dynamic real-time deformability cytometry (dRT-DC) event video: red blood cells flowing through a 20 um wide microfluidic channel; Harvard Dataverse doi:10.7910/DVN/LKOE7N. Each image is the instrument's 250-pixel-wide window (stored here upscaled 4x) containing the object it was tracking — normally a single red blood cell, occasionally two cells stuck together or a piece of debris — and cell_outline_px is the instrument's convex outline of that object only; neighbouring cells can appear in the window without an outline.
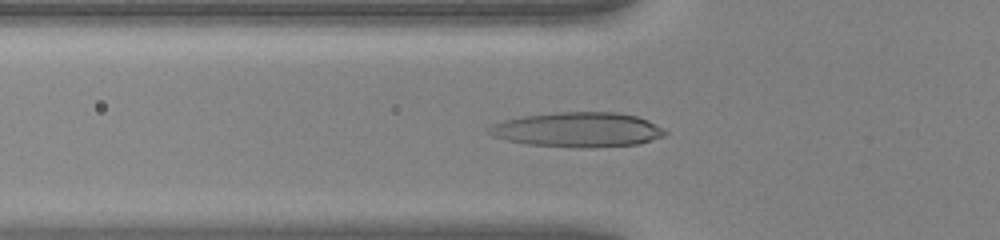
{"species": "human", "species_latin": "Homo sapiens", "temperature_condition": "warm", "stored_images_in_passage": 49, "camera_frame_rate_fps": 3000, "um_per_image_px": 0.085, "donor": {"sex": "female"}, "frame": {"image": 1, "passage_image": 18, "time_ms": 5.667, "image_size_px": [1000, 240], "cell_outline_px": [[668, 132], [664, 136], [640, 144], [592, 148], [580, 148], [528, 144], [508, 140], [492, 136], [488, 132], [488, 128], [492, 124], [504, 120], [524, 116], [556, 112], [616, 112], [636, 116], [648, 120], [664, 128]], "centroid_in_image_um": [49.15, 11.03], "position_along_channel_um": 76.6, "area_um2": 35.84}}
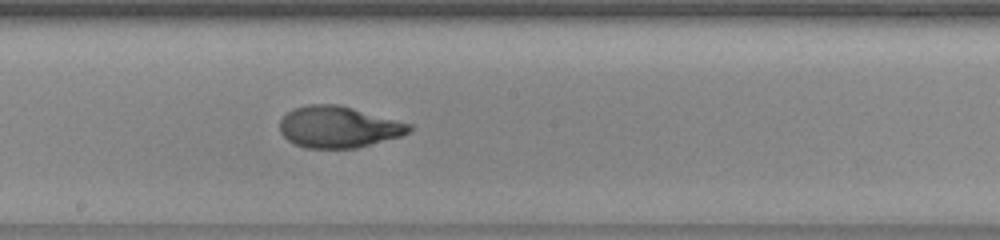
{"frame": {"image": 2, "passage_image": 28, "time_ms": 9.0, "image_size_px": [1000, 240], "cell_outline_px": [[412, 128], [408, 132], [400, 136], [356, 148], [304, 148], [292, 144], [280, 132], [280, 120], [292, 108], [308, 104], [336, 104], [352, 108], [412, 124]], "centroid_in_image_um": [28.72, 10.8], "position_along_channel_um": 219.5, "area_um2": 31.15}}
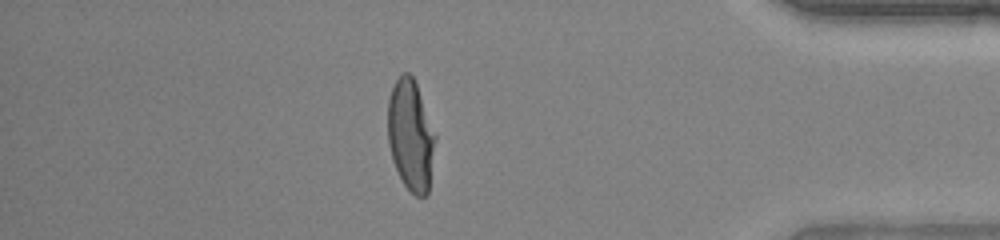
{"frame": {"image": 3, "passage_image": 43, "time_ms": 14.0, "image_size_px": [1000, 240], "cell_outline_px": [[436, 136], [428, 192], [424, 196], [416, 196], [404, 184], [392, 160], [388, 144], [388, 100], [392, 88], [396, 80], [404, 72], [408, 72], [412, 76], [416, 84]], "centroid_in_image_um": [34.89, 11.5], "position_along_channel_um": 400.3, "area_um2": 30.23}, "authors_computed_cell_mechanics": {"area_um2": 32.079, "velocity_mm_per_s": 4.2726, "shape_relaxation_time_tau1_ms": 6.5573, "shape_relaxation_time_tau2_ms": null, "deformation_change_tau1": 0.3283, "deformation_change_tau2": null}}